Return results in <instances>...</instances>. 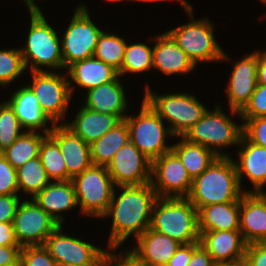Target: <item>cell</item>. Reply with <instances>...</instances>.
I'll use <instances>...</instances> for the list:
<instances>
[{
	"instance_id": "cell-41",
	"label": "cell",
	"mask_w": 266,
	"mask_h": 266,
	"mask_svg": "<svg viewBox=\"0 0 266 266\" xmlns=\"http://www.w3.org/2000/svg\"><path fill=\"white\" fill-rule=\"evenodd\" d=\"M17 170L0 153V195H17Z\"/></svg>"
},
{
	"instance_id": "cell-45",
	"label": "cell",
	"mask_w": 266,
	"mask_h": 266,
	"mask_svg": "<svg viewBox=\"0 0 266 266\" xmlns=\"http://www.w3.org/2000/svg\"><path fill=\"white\" fill-rule=\"evenodd\" d=\"M20 246H0V266H19Z\"/></svg>"
},
{
	"instance_id": "cell-31",
	"label": "cell",
	"mask_w": 266,
	"mask_h": 266,
	"mask_svg": "<svg viewBox=\"0 0 266 266\" xmlns=\"http://www.w3.org/2000/svg\"><path fill=\"white\" fill-rule=\"evenodd\" d=\"M46 136L38 132H24L1 154L15 169H18L30 159L39 156L40 145Z\"/></svg>"
},
{
	"instance_id": "cell-47",
	"label": "cell",
	"mask_w": 266,
	"mask_h": 266,
	"mask_svg": "<svg viewBox=\"0 0 266 266\" xmlns=\"http://www.w3.org/2000/svg\"><path fill=\"white\" fill-rule=\"evenodd\" d=\"M210 254L202 247L200 242L193 243V254L188 266H215Z\"/></svg>"
},
{
	"instance_id": "cell-29",
	"label": "cell",
	"mask_w": 266,
	"mask_h": 266,
	"mask_svg": "<svg viewBox=\"0 0 266 266\" xmlns=\"http://www.w3.org/2000/svg\"><path fill=\"white\" fill-rule=\"evenodd\" d=\"M129 141L128 126L126 121L122 120L90 145L92 164L107 167L117 151Z\"/></svg>"
},
{
	"instance_id": "cell-44",
	"label": "cell",
	"mask_w": 266,
	"mask_h": 266,
	"mask_svg": "<svg viewBox=\"0 0 266 266\" xmlns=\"http://www.w3.org/2000/svg\"><path fill=\"white\" fill-rule=\"evenodd\" d=\"M126 256L124 254H119V260L116 258V255H113L110 252L105 251L104 253V266H147L144 262L140 261L131 251H127ZM117 260V261H116Z\"/></svg>"
},
{
	"instance_id": "cell-53",
	"label": "cell",
	"mask_w": 266,
	"mask_h": 266,
	"mask_svg": "<svg viewBox=\"0 0 266 266\" xmlns=\"http://www.w3.org/2000/svg\"><path fill=\"white\" fill-rule=\"evenodd\" d=\"M57 266H79V265H73L69 263H60V264H57ZM83 266H104V265H83Z\"/></svg>"
},
{
	"instance_id": "cell-32",
	"label": "cell",
	"mask_w": 266,
	"mask_h": 266,
	"mask_svg": "<svg viewBox=\"0 0 266 266\" xmlns=\"http://www.w3.org/2000/svg\"><path fill=\"white\" fill-rule=\"evenodd\" d=\"M16 170L18 190L23 189L31 194L32 198L51 182L39 156L30 159Z\"/></svg>"
},
{
	"instance_id": "cell-27",
	"label": "cell",
	"mask_w": 266,
	"mask_h": 266,
	"mask_svg": "<svg viewBox=\"0 0 266 266\" xmlns=\"http://www.w3.org/2000/svg\"><path fill=\"white\" fill-rule=\"evenodd\" d=\"M197 212L199 232L240 230V200L204 206Z\"/></svg>"
},
{
	"instance_id": "cell-35",
	"label": "cell",
	"mask_w": 266,
	"mask_h": 266,
	"mask_svg": "<svg viewBox=\"0 0 266 266\" xmlns=\"http://www.w3.org/2000/svg\"><path fill=\"white\" fill-rule=\"evenodd\" d=\"M153 67V49L146 44H130L125 47L124 59L119 76L125 73L148 71Z\"/></svg>"
},
{
	"instance_id": "cell-9",
	"label": "cell",
	"mask_w": 266,
	"mask_h": 266,
	"mask_svg": "<svg viewBox=\"0 0 266 266\" xmlns=\"http://www.w3.org/2000/svg\"><path fill=\"white\" fill-rule=\"evenodd\" d=\"M177 45L195 64L227 59L213 35V25L207 19L194 20L168 31Z\"/></svg>"
},
{
	"instance_id": "cell-3",
	"label": "cell",
	"mask_w": 266,
	"mask_h": 266,
	"mask_svg": "<svg viewBox=\"0 0 266 266\" xmlns=\"http://www.w3.org/2000/svg\"><path fill=\"white\" fill-rule=\"evenodd\" d=\"M150 228L181 244L199 242L198 212L187 197L158 198Z\"/></svg>"
},
{
	"instance_id": "cell-19",
	"label": "cell",
	"mask_w": 266,
	"mask_h": 266,
	"mask_svg": "<svg viewBox=\"0 0 266 266\" xmlns=\"http://www.w3.org/2000/svg\"><path fill=\"white\" fill-rule=\"evenodd\" d=\"M199 242L215 264L245 257L247 243L239 230L199 232Z\"/></svg>"
},
{
	"instance_id": "cell-52",
	"label": "cell",
	"mask_w": 266,
	"mask_h": 266,
	"mask_svg": "<svg viewBox=\"0 0 266 266\" xmlns=\"http://www.w3.org/2000/svg\"><path fill=\"white\" fill-rule=\"evenodd\" d=\"M141 2H151V1H162V0H139ZM165 1V0H163ZM181 1V4L183 5V7L185 8V10L187 11V13H189L190 17H192L193 13H192V7L187 3L186 0H179Z\"/></svg>"
},
{
	"instance_id": "cell-49",
	"label": "cell",
	"mask_w": 266,
	"mask_h": 266,
	"mask_svg": "<svg viewBox=\"0 0 266 266\" xmlns=\"http://www.w3.org/2000/svg\"><path fill=\"white\" fill-rule=\"evenodd\" d=\"M257 53V84L266 85V51Z\"/></svg>"
},
{
	"instance_id": "cell-54",
	"label": "cell",
	"mask_w": 266,
	"mask_h": 266,
	"mask_svg": "<svg viewBox=\"0 0 266 266\" xmlns=\"http://www.w3.org/2000/svg\"><path fill=\"white\" fill-rule=\"evenodd\" d=\"M107 1L118 2V1H122V0H107Z\"/></svg>"
},
{
	"instance_id": "cell-43",
	"label": "cell",
	"mask_w": 266,
	"mask_h": 266,
	"mask_svg": "<svg viewBox=\"0 0 266 266\" xmlns=\"http://www.w3.org/2000/svg\"><path fill=\"white\" fill-rule=\"evenodd\" d=\"M244 258L249 266H266V244H248Z\"/></svg>"
},
{
	"instance_id": "cell-40",
	"label": "cell",
	"mask_w": 266,
	"mask_h": 266,
	"mask_svg": "<svg viewBox=\"0 0 266 266\" xmlns=\"http://www.w3.org/2000/svg\"><path fill=\"white\" fill-rule=\"evenodd\" d=\"M241 118L266 116V85L257 84L249 102L240 111Z\"/></svg>"
},
{
	"instance_id": "cell-48",
	"label": "cell",
	"mask_w": 266,
	"mask_h": 266,
	"mask_svg": "<svg viewBox=\"0 0 266 266\" xmlns=\"http://www.w3.org/2000/svg\"><path fill=\"white\" fill-rule=\"evenodd\" d=\"M0 246H20L15 236L13 222H0Z\"/></svg>"
},
{
	"instance_id": "cell-12",
	"label": "cell",
	"mask_w": 266,
	"mask_h": 266,
	"mask_svg": "<svg viewBox=\"0 0 266 266\" xmlns=\"http://www.w3.org/2000/svg\"><path fill=\"white\" fill-rule=\"evenodd\" d=\"M192 181L179 157L172 150L151 161L150 185L158 198L187 197Z\"/></svg>"
},
{
	"instance_id": "cell-15",
	"label": "cell",
	"mask_w": 266,
	"mask_h": 266,
	"mask_svg": "<svg viewBox=\"0 0 266 266\" xmlns=\"http://www.w3.org/2000/svg\"><path fill=\"white\" fill-rule=\"evenodd\" d=\"M114 185H144L151 180V160L130 141L122 146L107 165Z\"/></svg>"
},
{
	"instance_id": "cell-46",
	"label": "cell",
	"mask_w": 266,
	"mask_h": 266,
	"mask_svg": "<svg viewBox=\"0 0 266 266\" xmlns=\"http://www.w3.org/2000/svg\"><path fill=\"white\" fill-rule=\"evenodd\" d=\"M193 254V243L181 244L166 266H188Z\"/></svg>"
},
{
	"instance_id": "cell-42",
	"label": "cell",
	"mask_w": 266,
	"mask_h": 266,
	"mask_svg": "<svg viewBox=\"0 0 266 266\" xmlns=\"http://www.w3.org/2000/svg\"><path fill=\"white\" fill-rule=\"evenodd\" d=\"M19 204L18 195H0V222H13Z\"/></svg>"
},
{
	"instance_id": "cell-4",
	"label": "cell",
	"mask_w": 266,
	"mask_h": 266,
	"mask_svg": "<svg viewBox=\"0 0 266 266\" xmlns=\"http://www.w3.org/2000/svg\"><path fill=\"white\" fill-rule=\"evenodd\" d=\"M147 86L144 100L162 118L170 123L173 136L182 137L208 109L194 95L174 93L158 96Z\"/></svg>"
},
{
	"instance_id": "cell-21",
	"label": "cell",
	"mask_w": 266,
	"mask_h": 266,
	"mask_svg": "<svg viewBox=\"0 0 266 266\" xmlns=\"http://www.w3.org/2000/svg\"><path fill=\"white\" fill-rule=\"evenodd\" d=\"M13 109L22 128L29 129V132H36V129L43 128L44 134L48 135L52 128H46L50 121L49 117L41 109L39 101L29 86L18 89L12 94L9 101H6Z\"/></svg>"
},
{
	"instance_id": "cell-34",
	"label": "cell",
	"mask_w": 266,
	"mask_h": 266,
	"mask_svg": "<svg viewBox=\"0 0 266 266\" xmlns=\"http://www.w3.org/2000/svg\"><path fill=\"white\" fill-rule=\"evenodd\" d=\"M126 44L124 39L113 33L102 31L98 38L94 57L119 71L123 63Z\"/></svg>"
},
{
	"instance_id": "cell-13",
	"label": "cell",
	"mask_w": 266,
	"mask_h": 266,
	"mask_svg": "<svg viewBox=\"0 0 266 266\" xmlns=\"http://www.w3.org/2000/svg\"><path fill=\"white\" fill-rule=\"evenodd\" d=\"M60 224L33 199L19 204L13 227L20 247L43 246L47 237Z\"/></svg>"
},
{
	"instance_id": "cell-17",
	"label": "cell",
	"mask_w": 266,
	"mask_h": 266,
	"mask_svg": "<svg viewBox=\"0 0 266 266\" xmlns=\"http://www.w3.org/2000/svg\"><path fill=\"white\" fill-rule=\"evenodd\" d=\"M257 53L253 52L236 62L227 87L229 107L233 114L240 111L249 102L257 86Z\"/></svg>"
},
{
	"instance_id": "cell-26",
	"label": "cell",
	"mask_w": 266,
	"mask_h": 266,
	"mask_svg": "<svg viewBox=\"0 0 266 266\" xmlns=\"http://www.w3.org/2000/svg\"><path fill=\"white\" fill-rule=\"evenodd\" d=\"M75 117L72 123L65 125L88 145H92L122 121L119 116L96 112L85 106H82Z\"/></svg>"
},
{
	"instance_id": "cell-33",
	"label": "cell",
	"mask_w": 266,
	"mask_h": 266,
	"mask_svg": "<svg viewBox=\"0 0 266 266\" xmlns=\"http://www.w3.org/2000/svg\"><path fill=\"white\" fill-rule=\"evenodd\" d=\"M39 157L50 180L68 181L67 168L59 145L49 135L40 145Z\"/></svg>"
},
{
	"instance_id": "cell-22",
	"label": "cell",
	"mask_w": 266,
	"mask_h": 266,
	"mask_svg": "<svg viewBox=\"0 0 266 266\" xmlns=\"http://www.w3.org/2000/svg\"><path fill=\"white\" fill-rule=\"evenodd\" d=\"M155 41L157 42L153 48V68L166 75L186 74L195 68V64L168 32L156 36Z\"/></svg>"
},
{
	"instance_id": "cell-36",
	"label": "cell",
	"mask_w": 266,
	"mask_h": 266,
	"mask_svg": "<svg viewBox=\"0 0 266 266\" xmlns=\"http://www.w3.org/2000/svg\"><path fill=\"white\" fill-rule=\"evenodd\" d=\"M22 126L7 102L0 104V153L11 146L19 136Z\"/></svg>"
},
{
	"instance_id": "cell-51",
	"label": "cell",
	"mask_w": 266,
	"mask_h": 266,
	"mask_svg": "<svg viewBox=\"0 0 266 266\" xmlns=\"http://www.w3.org/2000/svg\"><path fill=\"white\" fill-rule=\"evenodd\" d=\"M30 14H42L41 9L35 4L34 0H24Z\"/></svg>"
},
{
	"instance_id": "cell-25",
	"label": "cell",
	"mask_w": 266,
	"mask_h": 266,
	"mask_svg": "<svg viewBox=\"0 0 266 266\" xmlns=\"http://www.w3.org/2000/svg\"><path fill=\"white\" fill-rule=\"evenodd\" d=\"M119 76L106 84L87 90L85 107L103 114L119 116L125 119L127 101Z\"/></svg>"
},
{
	"instance_id": "cell-10",
	"label": "cell",
	"mask_w": 266,
	"mask_h": 266,
	"mask_svg": "<svg viewBox=\"0 0 266 266\" xmlns=\"http://www.w3.org/2000/svg\"><path fill=\"white\" fill-rule=\"evenodd\" d=\"M101 33L102 31L91 21L86 7H77L60 42L64 68L93 57Z\"/></svg>"
},
{
	"instance_id": "cell-1",
	"label": "cell",
	"mask_w": 266,
	"mask_h": 266,
	"mask_svg": "<svg viewBox=\"0 0 266 266\" xmlns=\"http://www.w3.org/2000/svg\"><path fill=\"white\" fill-rule=\"evenodd\" d=\"M118 187L122 192L116 200L114 189L112 200L104 215H111L113 219L108 241V247L113 251L131 234L137 238L150 227L152 210L158 199L150 183Z\"/></svg>"
},
{
	"instance_id": "cell-38",
	"label": "cell",
	"mask_w": 266,
	"mask_h": 266,
	"mask_svg": "<svg viewBox=\"0 0 266 266\" xmlns=\"http://www.w3.org/2000/svg\"><path fill=\"white\" fill-rule=\"evenodd\" d=\"M19 266H57L44 246L21 247Z\"/></svg>"
},
{
	"instance_id": "cell-39",
	"label": "cell",
	"mask_w": 266,
	"mask_h": 266,
	"mask_svg": "<svg viewBox=\"0 0 266 266\" xmlns=\"http://www.w3.org/2000/svg\"><path fill=\"white\" fill-rule=\"evenodd\" d=\"M242 119L243 135L251 143L266 148V116Z\"/></svg>"
},
{
	"instance_id": "cell-11",
	"label": "cell",
	"mask_w": 266,
	"mask_h": 266,
	"mask_svg": "<svg viewBox=\"0 0 266 266\" xmlns=\"http://www.w3.org/2000/svg\"><path fill=\"white\" fill-rule=\"evenodd\" d=\"M32 73V85L29 87L37 97L41 109L54 123L64 118L68 104L72 97L73 89L71 80L60 74L50 71H39Z\"/></svg>"
},
{
	"instance_id": "cell-18",
	"label": "cell",
	"mask_w": 266,
	"mask_h": 266,
	"mask_svg": "<svg viewBox=\"0 0 266 266\" xmlns=\"http://www.w3.org/2000/svg\"><path fill=\"white\" fill-rule=\"evenodd\" d=\"M239 221V231L247 244L266 242V192L244 191Z\"/></svg>"
},
{
	"instance_id": "cell-20",
	"label": "cell",
	"mask_w": 266,
	"mask_h": 266,
	"mask_svg": "<svg viewBox=\"0 0 266 266\" xmlns=\"http://www.w3.org/2000/svg\"><path fill=\"white\" fill-rule=\"evenodd\" d=\"M137 243L131 252L147 266H166L181 245L150 227L137 237Z\"/></svg>"
},
{
	"instance_id": "cell-14",
	"label": "cell",
	"mask_w": 266,
	"mask_h": 266,
	"mask_svg": "<svg viewBox=\"0 0 266 266\" xmlns=\"http://www.w3.org/2000/svg\"><path fill=\"white\" fill-rule=\"evenodd\" d=\"M59 225L43 245L57 264L104 265L103 249L80 239L63 235Z\"/></svg>"
},
{
	"instance_id": "cell-5",
	"label": "cell",
	"mask_w": 266,
	"mask_h": 266,
	"mask_svg": "<svg viewBox=\"0 0 266 266\" xmlns=\"http://www.w3.org/2000/svg\"><path fill=\"white\" fill-rule=\"evenodd\" d=\"M31 25L28 33L27 43L21 48L24 64L27 69L31 59V71L39 72V66H50L51 68H64L61 45L57 33L47 23L43 14H30Z\"/></svg>"
},
{
	"instance_id": "cell-37",
	"label": "cell",
	"mask_w": 266,
	"mask_h": 266,
	"mask_svg": "<svg viewBox=\"0 0 266 266\" xmlns=\"http://www.w3.org/2000/svg\"><path fill=\"white\" fill-rule=\"evenodd\" d=\"M26 69L20 49L0 50V85L6 86Z\"/></svg>"
},
{
	"instance_id": "cell-24",
	"label": "cell",
	"mask_w": 266,
	"mask_h": 266,
	"mask_svg": "<svg viewBox=\"0 0 266 266\" xmlns=\"http://www.w3.org/2000/svg\"><path fill=\"white\" fill-rule=\"evenodd\" d=\"M32 199L60 225L63 216L59 213L78 205L72 180L50 182Z\"/></svg>"
},
{
	"instance_id": "cell-28",
	"label": "cell",
	"mask_w": 266,
	"mask_h": 266,
	"mask_svg": "<svg viewBox=\"0 0 266 266\" xmlns=\"http://www.w3.org/2000/svg\"><path fill=\"white\" fill-rule=\"evenodd\" d=\"M67 71L72 81L87 90L109 83L119 76L117 70L94 56L73 63Z\"/></svg>"
},
{
	"instance_id": "cell-16",
	"label": "cell",
	"mask_w": 266,
	"mask_h": 266,
	"mask_svg": "<svg viewBox=\"0 0 266 266\" xmlns=\"http://www.w3.org/2000/svg\"><path fill=\"white\" fill-rule=\"evenodd\" d=\"M48 135L59 145L67 168L68 181L92 165L90 145L65 124H54Z\"/></svg>"
},
{
	"instance_id": "cell-7",
	"label": "cell",
	"mask_w": 266,
	"mask_h": 266,
	"mask_svg": "<svg viewBox=\"0 0 266 266\" xmlns=\"http://www.w3.org/2000/svg\"><path fill=\"white\" fill-rule=\"evenodd\" d=\"M141 111L136 116H126L129 139L151 161L171 151L165 138L173 136L169 128L163 126V119L143 99ZM167 135V136H166Z\"/></svg>"
},
{
	"instance_id": "cell-50",
	"label": "cell",
	"mask_w": 266,
	"mask_h": 266,
	"mask_svg": "<svg viewBox=\"0 0 266 266\" xmlns=\"http://www.w3.org/2000/svg\"><path fill=\"white\" fill-rule=\"evenodd\" d=\"M215 266H249V265L245 260V258H241L236 261L218 263Z\"/></svg>"
},
{
	"instance_id": "cell-2",
	"label": "cell",
	"mask_w": 266,
	"mask_h": 266,
	"mask_svg": "<svg viewBox=\"0 0 266 266\" xmlns=\"http://www.w3.org/2000/svg\"><path fill=\"white\" fill-rule=\"evenodd\" d=\"M242 192L234 161L229 156H219L193 179L187 198L198 211L204 206L240 200Z\"/></svg>"
},
{
	"instance_id": "cell-8",
	"label": "cell",
	"mask_w": 266,
	"mask_h": 266,
	"mask_svg": "<svg viewBox=\"0 0 266 266\" xmlns=\"http://www.w3.org/2000/svg\"><path fill=\"white\" fill-rule=\"evenodd\" d=\"M84 214L104 217L112 200L113 180L106 166L91 165L72 179Z\"/></svg>"
},
{
	"instance_id": "cell-30",
	"label": "cell",
	"mask_w": 266,
	"mask_h": 266,
	"mask_svg": "<svg viewBox=\"0 0 266 266\" xmlns=\"http://www.w3.org/2000/svg\"><path fill=\"white\" fill-rule=\"evenodd\" d=\"M180 159L191 179L198 177L219 156L202 145L193 144L184 138L171 149Z\"/></svg>"
},
{
	"instance_id": "cell-23",
	"label": "cell",
	"mask_w": 266,
	"mask_h": 266,
	"mask_svg": "<svg viewBox=\"0 0 266 266\" xmlns=\"http://www.w3.org/2000/svg\"><path fill=\"white\" fill-rule=\"evenodd\" d=\"M243 145L238 154L239 161L234 162L241 186L242 175H246L253 184L254 193H262L266 185V148L251 143L244 135L239 145Z\"/></svg>"
},
{
	"instance_id": "cell-6",
	"label": "cell",
	"mask_w": 266,
	"mask_h": 266,
	"mask_svg": "<svg viewBox=\"0 0 266 266\" xmlns=\"http://www.w3.org/2000/svg\"><path fill=\"white\" fill-rule=\"evenodd\" d=\"M243 136V124L236 125L230 117H227L218 106L215 111H207L182 136L186 141L202 145L213 150L218 156H228L220 153L217 148L239 144ZM213 148H212V147ZM217 149V150H216Z\"/></svg>"
}]
</instances>
